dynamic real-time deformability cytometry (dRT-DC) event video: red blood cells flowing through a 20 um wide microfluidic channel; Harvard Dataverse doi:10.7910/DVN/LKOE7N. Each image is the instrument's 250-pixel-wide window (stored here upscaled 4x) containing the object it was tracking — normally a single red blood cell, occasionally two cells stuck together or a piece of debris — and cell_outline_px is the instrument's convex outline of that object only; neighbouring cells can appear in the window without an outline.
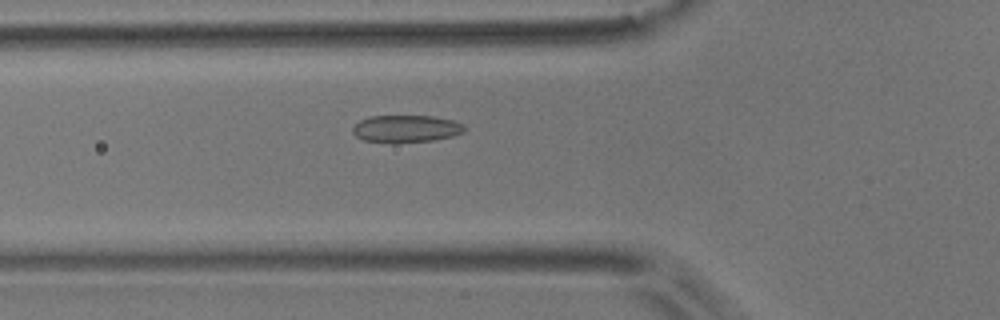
{"species": "common noctule bat (a hibernating species)", "species_latin": "Nyctalus noctula", "temperature_condition": "room temperature", "stored_images_in_passage": 41, "camera_frame_rate_fps": 3000, "um_per_image_px": 0.085, "animal": {"sex": "male", "body_mass_g": 17.9}, "frame": {"image": 1, "passage_image": 6, "time_ms": 1.667, "image_size_px": [1000, 320], "cell_outline_px": [[468, 128], [464, 132], [452, 136], [432, 140], [392, 144], [364, 140], [356, 136], [352, 132], [352, 128], [360, 120], [368, 116], [432, 116], [452, 120], [464, 124]], "centroid_in_image_um": [34.52, 10.95], "position_along_channel_um": 91.3, "area_um2": 18.03}}
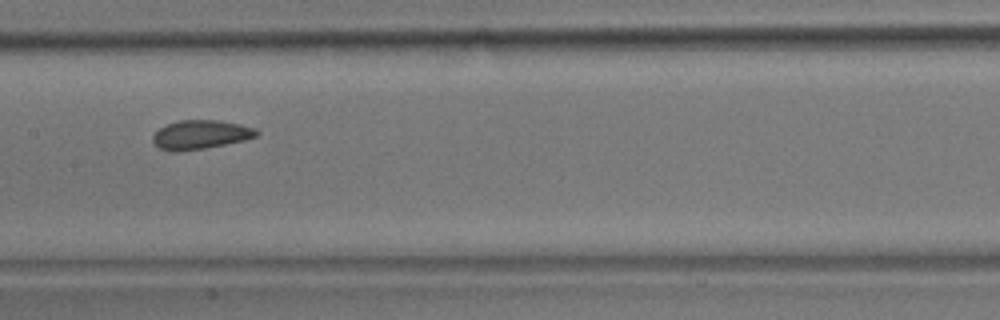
{"frame": {"image": 2, "passage_image": 14, "time_ms": 4.333, "image_size_px": [1000, 320], "cell_outline_px": [[260, 132], [256, 136], [244, 140], [204, 148], [176, 152], [160, 148], [152, 140], [152, 136], [160, 128], [168, 124], [180, 120], [216, 120], [240, 124], [256, 128]], "centroid_in_image_um": [17.06, 11.44], "position_along_channel_um": 190.3, "area_um2": 17.28}}
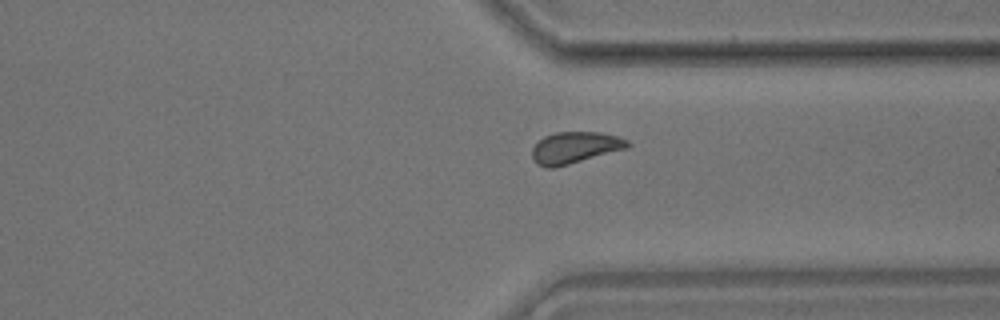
{"frame": {"image": 3, "passage_image": 28, "time_ms": 9.0, "image_size_px": [1000, 320], "cell_outline_px": [[632, 144], [628, 148], [568, 164], [552, 168], [548, 168], [536, 164], [532, 156], [532, 148], [544, 136], [556, 132], [600, 132], [620, 136], [628, 140]], "centroid_in_image_um": [48.9, 12.53], "position_along_channel_um": 362.5, "area_um2": 17.57}, "authors_computed_cell_mechanics": {"area_um2": 17.2822, "velocity_mm_per_s": 3.7004, "shape_relaxation_time_tau1_ms": 6.805, "shape_relaxation_time_tau2_ms": 2.0239, "deformation_change_tau1": 0.085, "deformation_change_tau2": 0.0638}}